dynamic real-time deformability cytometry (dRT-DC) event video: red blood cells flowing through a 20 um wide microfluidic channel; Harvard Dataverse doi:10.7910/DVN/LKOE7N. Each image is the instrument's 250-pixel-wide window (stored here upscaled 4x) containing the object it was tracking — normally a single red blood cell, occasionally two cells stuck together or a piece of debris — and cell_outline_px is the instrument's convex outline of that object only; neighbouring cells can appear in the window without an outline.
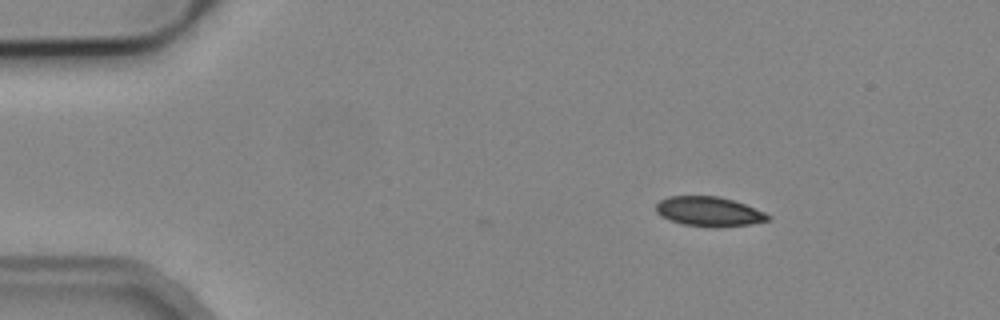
{"species": "common noctule bat (a hibernating species)", "species_latin": "Nyctalus noctula", "temperature_condition": "cold", "stored_images_in_passage": 5, "camera_frame_rate_fps": 3000, "um_per_image_px": 0.085, "animal": {"sex": "male", "body_mass_g": 19.2, "forearm_length_mm": 51.8}, "frame": {"image": 1, "passage_image": 2, "time_ms": 2.0, "image_size_px": [1000, 320], "cell_outline_px": [[772, 216], [768, 220], [748, 224], [720, 228], [712, 228], [684, 224], [660, 216], [656, 212], [656, 204], [660, 200], [668, 196], [716, 196], [732, 200], [744, 204], [764, 212]], "centroid_in_image_um": [60.24, 17.99], "position_along_channel_um": 24.8, "area_um2": 19.25}}
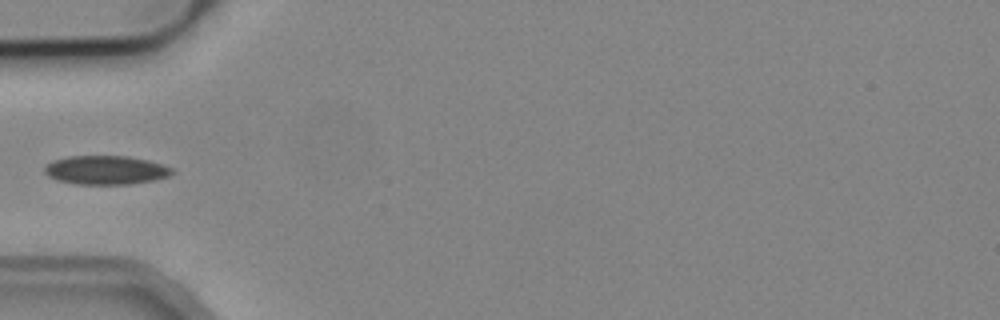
{"frame": {"image": 2, "passage_image": 5, "time_ms": 5.333, "image_size_px": [1000, 320], "cell_outline_px": [[172, 172], [168, 176], [152, 180], [128, 184], [76, 184], [56, 180], [48, 176], [44, 172], [44, 168], [52, 160], [68, 156], [128, 156], [148, 160], [172, 168]], "centroid_in_image_um": [8.94, 14.45], "position_along_channel_um": 76.1, "area_um2": 21.27}}